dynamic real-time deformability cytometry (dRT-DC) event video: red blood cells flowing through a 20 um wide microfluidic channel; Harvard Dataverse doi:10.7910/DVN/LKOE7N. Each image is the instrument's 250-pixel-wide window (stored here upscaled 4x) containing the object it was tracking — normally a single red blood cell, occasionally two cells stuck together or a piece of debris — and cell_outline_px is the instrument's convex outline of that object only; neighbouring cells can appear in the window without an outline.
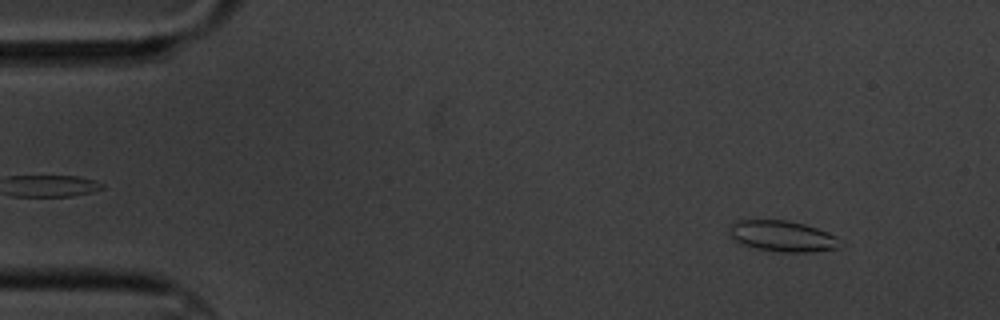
{"species": "common noctule bat (a hibernating species)", "species_latin": "Nyctalus noctula", "temperature_condition": "cold", "stored_images_in_passage": 4, "camera_frame_rate_fps": 3000, "um_per_image_px": 0.085, "animal": {"sex": "male", "body_mass_g": 20.1, "forearm_length_mm": 53.5}, "frame": {"image": 1, "passage_image": 1, "time_ms": 0.0, "image_size_px": [1000, 320], "cell_outline_px": [[844, 244], [836, 248], [808, 252], [780, 252], [756, 248], [740, 244], [732, 236], [728, 228], [736, 220], [788, 220], [804, 224], [828, 232], [836, 236]], "centroid_in_image_um": [66.52, 20.07], "position_along_channel_um": 18.5, "area_um2": 19.94}}
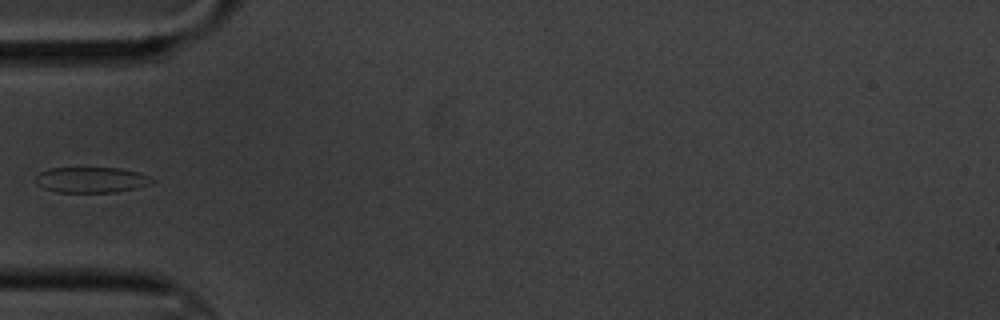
{"frame": {"image": 2, "passage_image": 4, "time_ms": 4.333, "image_size_px": [1000, 320], "cell_outline_px": [[156, 180], [148, 184], [136, 188], [116, 192], [56, 192], [44, 188], [36, 184], [36, 176], [40, 172], [48, 168], [120, 168], [140, 172]], "centroid_in_image_um": [7.76, 15.28], "position_along_channel_um": 77.2, "area_um2": 17.4}}